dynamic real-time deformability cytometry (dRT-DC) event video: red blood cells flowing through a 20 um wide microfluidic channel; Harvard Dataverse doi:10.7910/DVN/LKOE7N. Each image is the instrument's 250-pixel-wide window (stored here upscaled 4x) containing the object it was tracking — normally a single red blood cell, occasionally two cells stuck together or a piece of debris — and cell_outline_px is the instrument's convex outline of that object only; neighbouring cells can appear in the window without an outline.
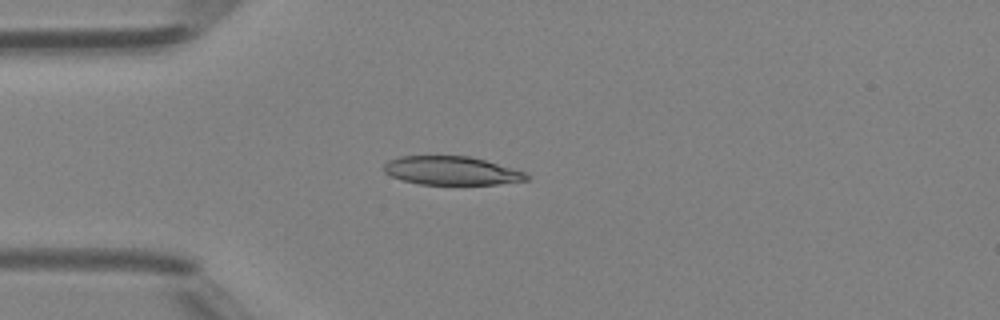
{"species": "Egyptian fruit bat (a non-hibernating species)", "species_latin": "Rousettus aegyptiacus", "temperature_condition": "room temperature", "stored_images_in_passage": 38, "camera_frame_rate_fps": 3000, "um_per_image_px": 0.085, "animal": {"sex": "female"}, "frame": {"image": 1, "passage_image": 3, "time_ms": 0.667, "image_size_px": [1000, 320], "cell_outline_px": [[528, 180], [496, 184], [420, 184], [404, 180], [392, 176], [384, 172], [384, 164], [388, 160], [400, 156], [468, 156], [484, 160], [524, 172], [528, 176]], "centroid_in_image_um": [38.34, 14.5], "position_along_channel_um": 46.7, "area_um2": 23.35}}
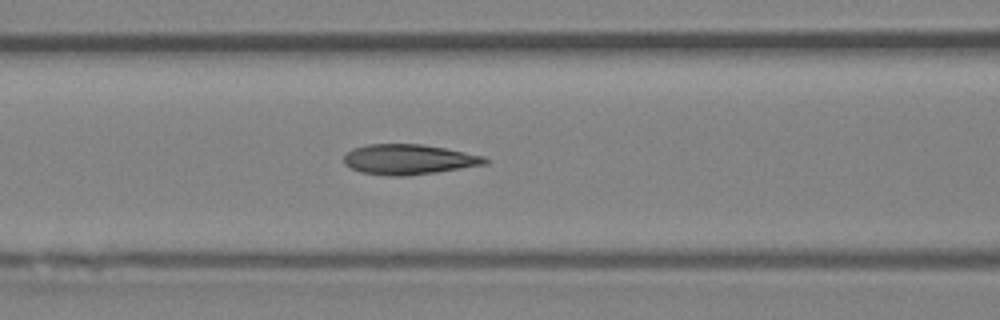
{"frame": {"image": 2, "passage_image": 10, "time_ms": 3.0, "image_size_px": [1000, 320], "cell_outline_px": [[488, 164], [436, 172], [408, 176], [388, 176], [360, 172], [344, 164], [344, 156], [352, 148], [368, 144], [420, 144], [444, 148], [484, 156], [488, 160]], "centroid_in_image_um": [34.73, 13.55], "position_along_channel_um": 131.9, "area_um2": 24.8}}
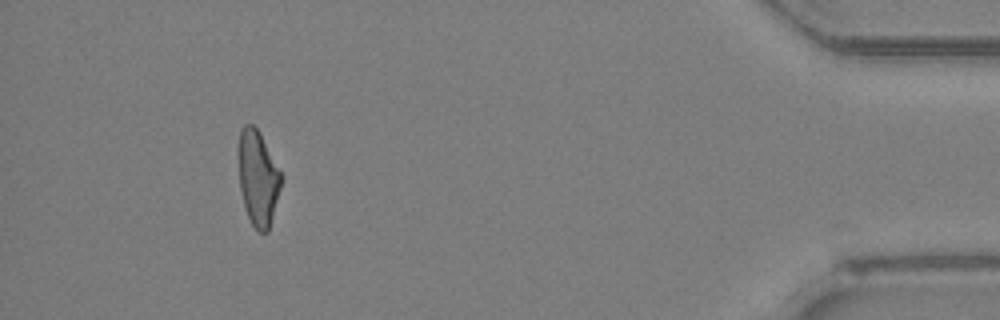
{"frame": {"image": 3, "passage_image": 34, "time_ms": 11.0, "image_size_px": [1000, 320], "cell_outline_px": [[284, 176], [268, 232], [260, 232], [252, 224], [244, 208], [240, 188], [236, 152], [240, 128], [244, 124], [252, 124], [260, 132]], "centroid_in_image_um": [21.91, 15.06], "position_along_channel_um": 413.3, "area_um2": 24.33}, "authors_computed_cell_mechanics": {"area_um2": 24.3338, "velocity_mm_per_s": 4.3241, "shape_relaxation_time_tau1_ms": 8.5784, "shape_relaxation_time_tau2_ms": 1.8332, "deformation_change_tau1": 0.2442, "deformation_change_tau2": 0.0943}}